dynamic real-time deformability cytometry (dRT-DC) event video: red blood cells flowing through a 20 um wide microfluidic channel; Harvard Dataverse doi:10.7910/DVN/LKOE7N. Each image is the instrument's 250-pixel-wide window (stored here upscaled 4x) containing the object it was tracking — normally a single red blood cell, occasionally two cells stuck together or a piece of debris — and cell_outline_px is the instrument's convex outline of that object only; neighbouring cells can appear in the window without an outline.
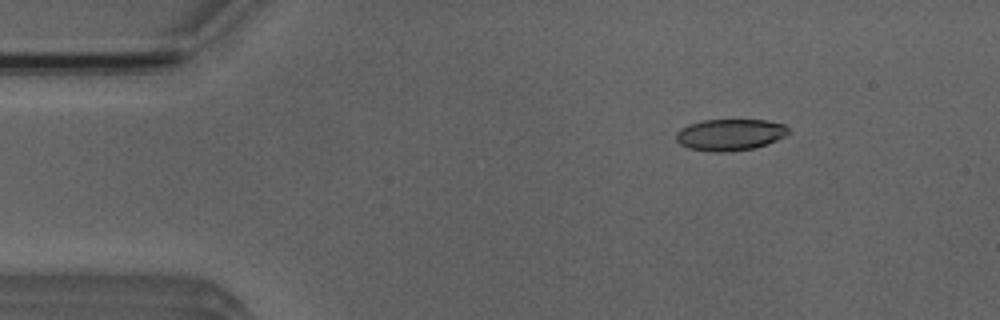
{"species": "Egyptian fruit bat (a non-hibernating species)", "species_latin": "Rousettus aegyptiacus", "temperature_condition": "room temperature", "stored_images_in_passage": 4, "camera_frame_rate_fps": 3000, "um_per_image_px": 0.085, "animal": {"sex": "male"}, "frame": {"image": 1, "passage_image": 1, "time_ms": 0.0, "image_size_px": [1000, 320], "cell_outline_px": [[788, 132], [784, 136], [768, 144], [752, 148], [728, 152], [712, 152], [688, 148], [680, 144], [676, 140], [676, 132], [680, 128], [688, 124], [704, 120], [764, 120], [784, 124], [788, 128]], "centroid_in_image_um": [62.01, 11.45], "position_along_channel_um": 23.0, "area_um2": 20.63}}